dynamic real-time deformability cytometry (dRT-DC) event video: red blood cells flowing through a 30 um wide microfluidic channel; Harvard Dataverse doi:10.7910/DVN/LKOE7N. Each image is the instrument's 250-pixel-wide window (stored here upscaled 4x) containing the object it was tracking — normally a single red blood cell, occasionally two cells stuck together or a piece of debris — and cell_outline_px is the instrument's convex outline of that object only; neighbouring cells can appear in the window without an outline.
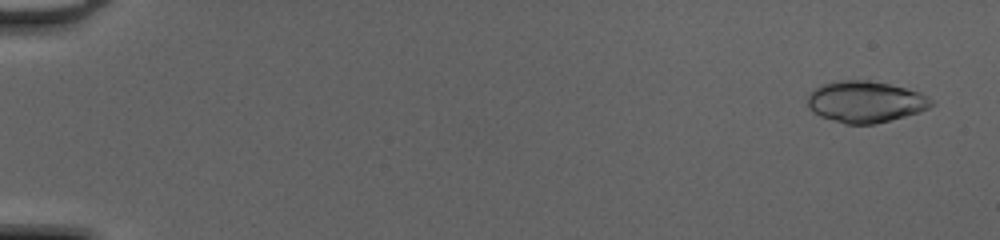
{"species": "common noctule bat (a hibernating species)", "species_latin": "Nyctalus noctula", "temperature_condition": "cold", "stored_images_in_passage": 50, "camera_frame_rate_fps": 3000, "um_per_image_px": 0.085, "animal": {"sex": "female", "body_mass_g": 20.0, "forearm_length_mm": 54.0}, "frame": {"image": 1, "passage_image": 3, "time_ms": 0.667, "image_size_px": [1000, 240], "cell_outline_px": [[936, 104], [920, 112], [876, 124], [844, 124], [820, 116], [812, 112], [808, 108], [808, 92], [820, 84], [836, 80], [868, 80], [888, 84], [920, 92], [928, 96]], "centroid_in_image_um": [73.54, 8.65], "position_along_channel_um": 11.5, "area_um2": 30.23}}
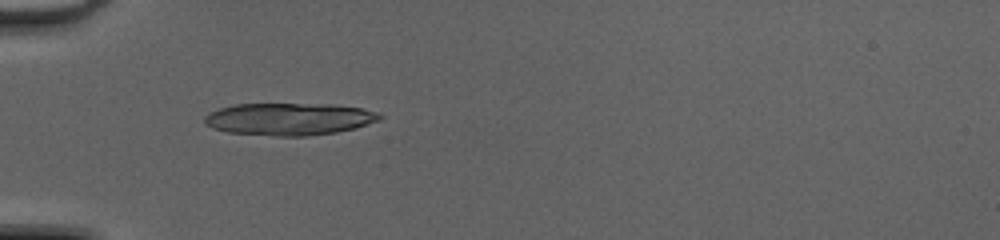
{"frame": {"image": 2, "passage_image": 18, "time_ms": 5.667, "image_size_px": [1000, 240], "cell_outline_px": [[384, 116], [380, 120], [356, 128], [336, 132], [308, 136], [276, 136], [228, 132], [212, 128], [204, 124], [204, 116], [208, 112], [220, 108], [236, 104], [332, 104], [360, 108], [376, 112]], "centroid_in_image_um": [24.56, 10.12], "position_along_channel_um": 60.4, "area_um2": 33.06}}